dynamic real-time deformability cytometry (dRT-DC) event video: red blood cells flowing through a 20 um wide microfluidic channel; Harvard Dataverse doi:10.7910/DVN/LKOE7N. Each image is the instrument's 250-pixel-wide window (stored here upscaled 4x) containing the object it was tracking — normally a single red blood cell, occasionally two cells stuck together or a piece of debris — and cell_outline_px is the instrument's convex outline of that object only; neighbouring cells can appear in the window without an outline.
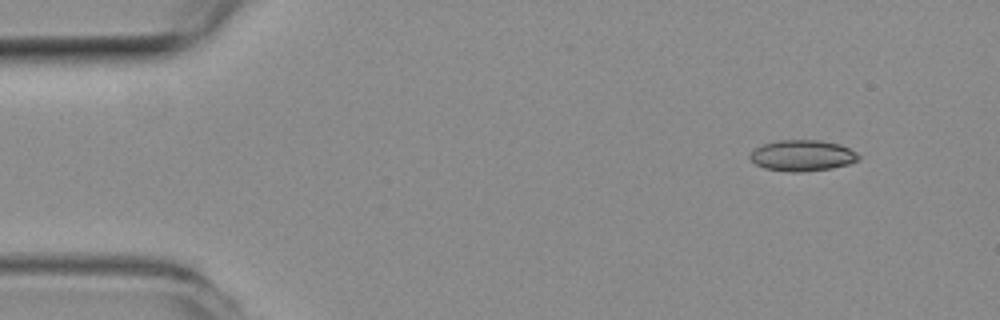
{"species": "common noctule bat (a hibernating species)", "species_latin": "Nyctalus noctula", "temperature_condition": "room temperature", "stored_images_in_passage": 12, "camera_frame_rate_fps": 3000, "um_per_image_px": 0.085, "animal": {"sex": "female", "body_mass_g": 19.3, "forearm_length_mm": 54.1}, "frame": {"image": 1, "passage_image": 1, "time_ms": 0.0, "image_size_px": [1000, 320], "cell_outline_px": [[860, 160], [848, 164], [832, 168], [800, 172], [792, 172], [764, 168], [756, 164], [748, 156], [752, 148], [760, 144], [776, 140], [820, 140], [840, 144], [856, 152], [860, 156]], "centroid_in_image_um": [68.17, 13.21], "position_along_channel_um": 16.8, "area_um2": 19.88}}
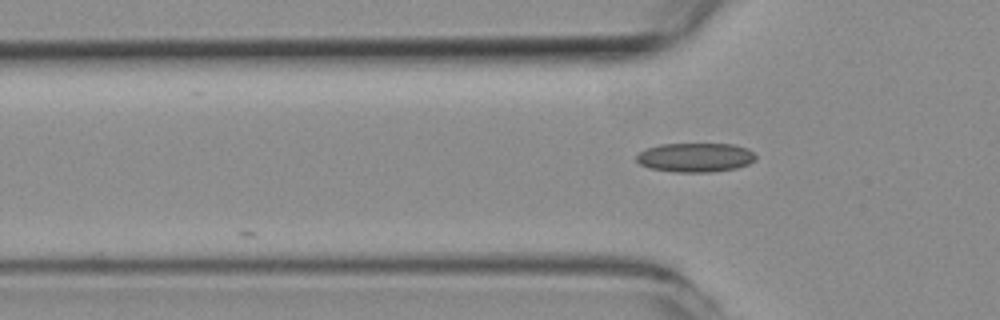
{"frame": {"image": 2, "passage_image": 12, "time_ms": 3.667, "image_size_px": [1000, 320], "cell_outline_px": [[756, 160], [748, 164], [736, 168], [708, 172], [676, 172], [648, 168], [640, 164], [636, 160], [636, 156], [640, 152], [648, 148], [660, 144], [732, 144], [748, 148], [756, 156]], "centroid_in_image_um": [59.11, 13.38], "position_along_channel_um": 66.7, "area_um2": 20.23}}